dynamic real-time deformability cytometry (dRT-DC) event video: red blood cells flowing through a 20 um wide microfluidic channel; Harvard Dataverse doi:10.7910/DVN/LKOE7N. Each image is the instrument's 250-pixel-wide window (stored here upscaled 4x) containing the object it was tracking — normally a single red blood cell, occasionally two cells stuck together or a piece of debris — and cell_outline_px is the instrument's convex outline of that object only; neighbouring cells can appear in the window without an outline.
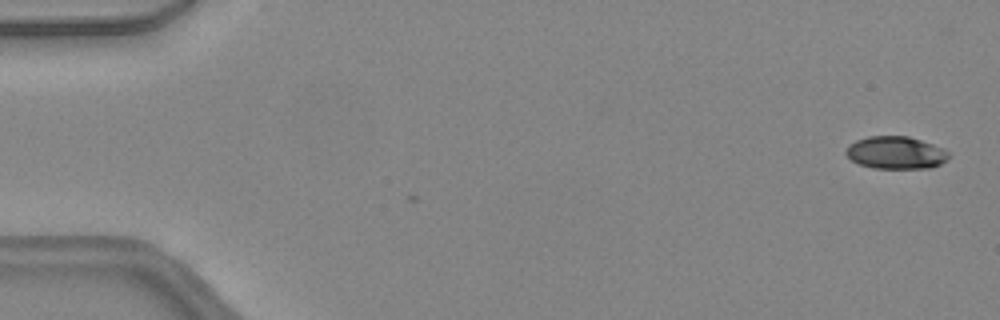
{"species": "common noctule bat (a hibernating species)", "species_latin": "Nyctalus noctula", "temperature_condition": "warm", "stored_images_in_passage": 3, "camera_frame_rate_fps": 3000, "um_per_image_px": 0.085, "animal": {"sex": "female", "body_mass_g": 24.6, "forearm_length_mm": 56.2}, "frame": {"image": 1, "passage_image": 3, "time_ms": 0.667, "image_size_px": [1000, 320], "cell_outline_px": [[948, 160], [940, 164], [928, 168], [872, 168], [860, 164], [852, 160], [844, 152], [848, 144], [856, 140], [868, 136], [908, 136], [932, 144], [948, 152]], "centroid_in_image_um": [76.1, 12.97], "position_along_channel_um": 8.9, "area_um2": 19.36}}